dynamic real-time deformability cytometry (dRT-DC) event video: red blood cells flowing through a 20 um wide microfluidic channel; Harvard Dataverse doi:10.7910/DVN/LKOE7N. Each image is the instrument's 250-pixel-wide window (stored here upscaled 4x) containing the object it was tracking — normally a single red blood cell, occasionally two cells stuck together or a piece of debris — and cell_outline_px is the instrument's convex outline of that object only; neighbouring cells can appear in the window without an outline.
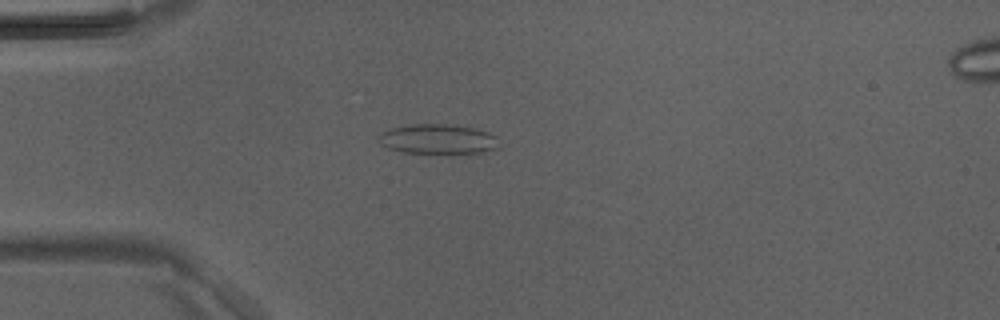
{"species": "Egyptian fruit bat (a non-hibernating species)", "species_latin": "Rousettus aegyptiacus", "temperature_condition": "room temperature", "stored_images_in_passage": 34, "camera_frame_rate_fps": 3000, "um_per_image_px": 0.085, "animal": {"sex": "male"}, "frame": {"image": 1, "passage_image": 1, "time_ms": 0.0, "image_size_px": [1000, 320], "cell_outline_px": [[500, 144], [496, 148], [480, 152], [404, 152], [388, 148], [380, 144], [376, 136], [380, 132], [392, 128], [408, 124], [448, 124], [472, 128], [488, 132], [496, 136]], "centroid_in_image_um": [37.16, 11.8], "position_along_channel_um": 47.8, "area_um2": 20.63}}
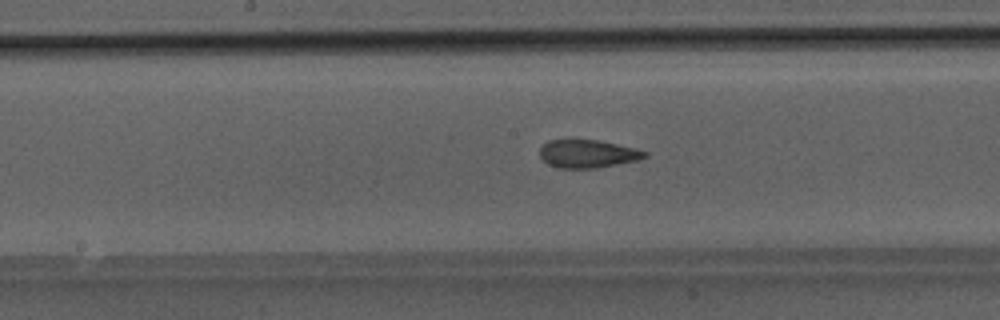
{"frame": {"image": 2, "passage_image": 12, "time_ms": 3.667, "image_size_px": [1000, 320], "cell_outline_px": [[648, 156], [640, 160], [596, 168], [560, 168], [548, 164], [540, 156], [540, 148], [548, 140], [600, 140], [636, 148], [648, 152]], "centroid_in_image_um": [50.0, 13.07], "position_along_channel_um": 198.2, "area_um2": 17.22}}
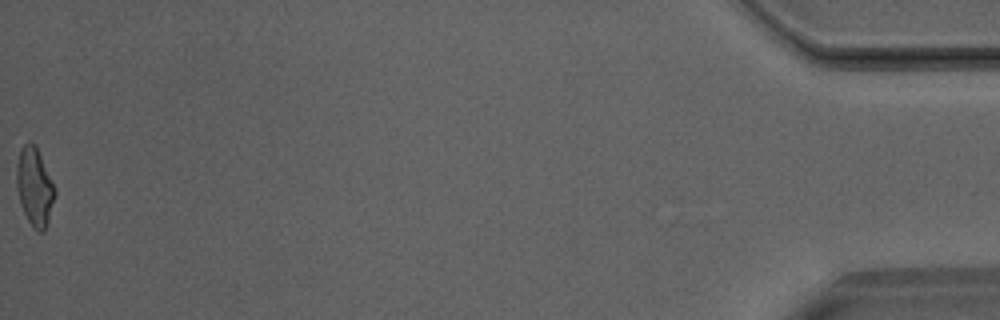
{"frame": {"image": 3, "passage_image": 34, "time_ms": 11.0, "image_size_px": [1000, 320], "cell_outline_px": [[56, 192], [48, 224], [44, 232], [40, 232], [32, 228], [24, 212], [16, 188], [16, 164], [20, 148], [28, 140], [36, 144], [56, 188]], "centroid_in_image_um": [2.95, 15.85], "position_along_channel_um": 432.3, "area_um2": 17.86}}